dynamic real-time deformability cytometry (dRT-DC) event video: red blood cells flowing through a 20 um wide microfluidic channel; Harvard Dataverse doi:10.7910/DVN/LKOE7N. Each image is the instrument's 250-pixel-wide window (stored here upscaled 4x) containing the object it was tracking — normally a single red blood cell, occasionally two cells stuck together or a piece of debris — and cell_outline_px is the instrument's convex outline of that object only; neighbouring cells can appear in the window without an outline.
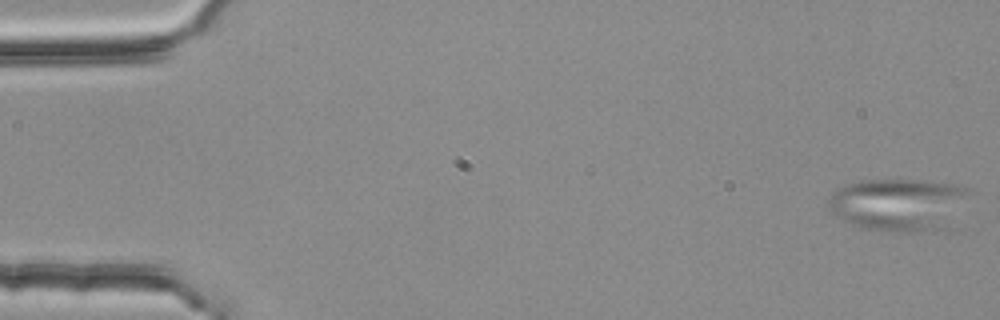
{"species": "common noctule bat (a hibernating species)", "species_latin": "Nyctalus noctula", "temperature_condition": "room temperature", "stored_images_in_passage": 4, "camera_frame_rate_fps": 3000, "um_per_image_px": 0.085, "animal": {"sex": "female", "body_mass_g": 25.1}, "frame": {"image": 1, "passage_image": 1, "time_ms": 0.0, "image_size_px": [1000, 320], "cell_outline_px": [[972, 192], [952, 228], [948, 232], [888, 232], [868, 228], [852, 224], [840, 220], [832, 212], [828, 204], [828, 200], [832, 192], [844, 184], [864, 180], [920, 180], [952, 184], [968, 188]], "centroid_in_image_um": [76.48, 17.42], "position_along_channel_um": 8.5, "area_um2": 44.51}}